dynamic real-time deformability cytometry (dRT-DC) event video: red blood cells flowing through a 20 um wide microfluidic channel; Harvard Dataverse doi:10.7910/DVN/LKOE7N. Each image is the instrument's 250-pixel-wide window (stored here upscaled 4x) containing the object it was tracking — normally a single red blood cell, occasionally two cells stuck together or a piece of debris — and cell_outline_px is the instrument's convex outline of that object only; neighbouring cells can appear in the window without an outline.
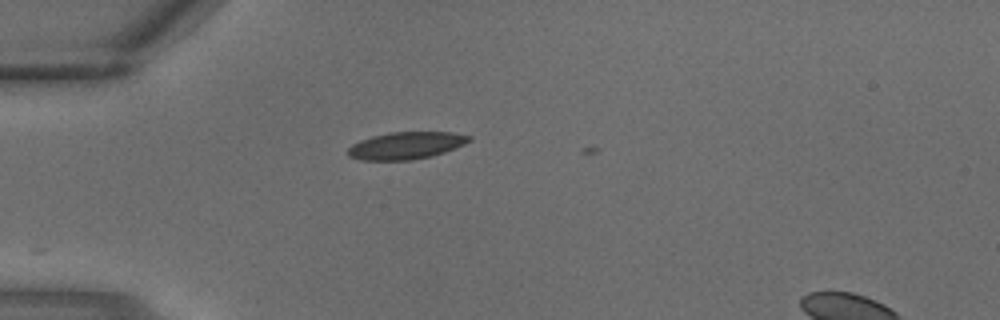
{"species": "common noctule bat (a hibernating species)", "species_latin": "Nyctalus noctula", "temperature_condition": "warm", "stored_images_in_passage": 2, "segment_of_instrument_passage": [1, 2], "camera_frame_rate_fps": 3000, "um_per_image_px": 0.085, "animal": {"sex": "male", "body_mass_g": 18.8}, "frame": {"image": 1, "passage_image": 1, "time_ms": 0.0, "image_size_px": [1000, 320], "cell_outline_px": [[472, 140], [456, 148], [432, 156], [412, 160], [360, 160], [348, 156], [348, 148], [352, 144], [360, 140], [372, 136], [388, 132], [452, 132], [472, 136]], "centroid_in_image_um": [34.52, 12.37], "position_along_channel_um": 50.5, "area_um2": 19.36}}